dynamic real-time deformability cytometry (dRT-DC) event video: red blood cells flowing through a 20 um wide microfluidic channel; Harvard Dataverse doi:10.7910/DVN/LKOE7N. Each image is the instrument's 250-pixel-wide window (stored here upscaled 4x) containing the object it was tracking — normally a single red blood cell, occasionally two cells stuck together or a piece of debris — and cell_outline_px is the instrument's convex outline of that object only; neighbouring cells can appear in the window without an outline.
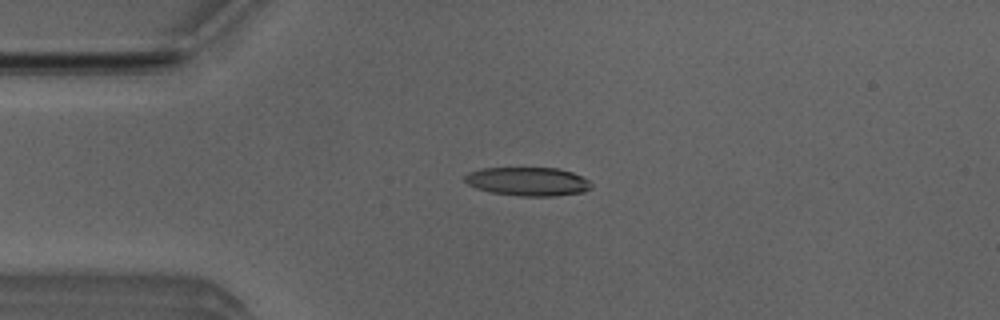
{"species": "Egyptian fruit bat (a non-hibernating species)", "species_latin": "Rousettus aegyptiacus", "temperature_condition": "room temperature", "stored_images_in_passage": 2, "camera_frame_rate_fps": 3000, "um_per_image_px": 0.085, "animal": {"sex": "male"}, "frame": {"image": 1, "passage_image": 1, "time_ms": 0.0, "image_size_px": [1000, 320], "cell_outline_px": [[592, 188], [584, 192], [556, 196], [520, 196], [492, 192], [476, 188], [468, 184], [464, 180], [464, 176], [468, 172], [480, 168], [556, 168], [572, 172], [588, 180], [592, 184]], "centroid_in_image_um": [44.87, 15.43], "position_along_channel_um": 40.1, "area_um2": 21.15}}